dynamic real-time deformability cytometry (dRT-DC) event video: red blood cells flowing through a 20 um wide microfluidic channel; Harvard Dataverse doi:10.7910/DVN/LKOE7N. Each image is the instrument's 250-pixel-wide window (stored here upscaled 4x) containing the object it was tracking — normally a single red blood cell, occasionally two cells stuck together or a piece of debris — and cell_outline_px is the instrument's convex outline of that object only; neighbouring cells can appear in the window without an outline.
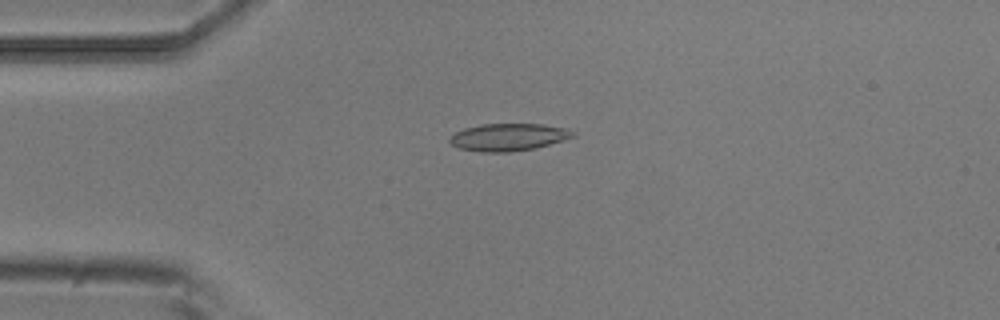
{"species": "common noctule bat (a hibernating species)", "species_latin": "Nyctalus noctula", "temperature_condition": "room temperature", "stored_images_in_passage": 6, "camera_frame_rate_fps": 3000, "um_per_image_px": 0.085, "animal": {"sex": "male", "body_mass_g": 20.5, "forearm_length_mm": 52.5}, "frame": {"image": 1, "passage_image": 2, "time_ms": 0.333, "image_size_px": [1000, 320], "cell_outline_px": [[576, 136], [536, 148], [508, 152], [480, 152], [460, 148], [452, 144], [448, 140], [456, 132], [464, 128], [480, 124], [540, 124], [568, 128], [576, 132]], "centroid_in_image_um": [43.24, 11.65], "position_along_channel_um": 41.8, "area_um2": 19.65}}
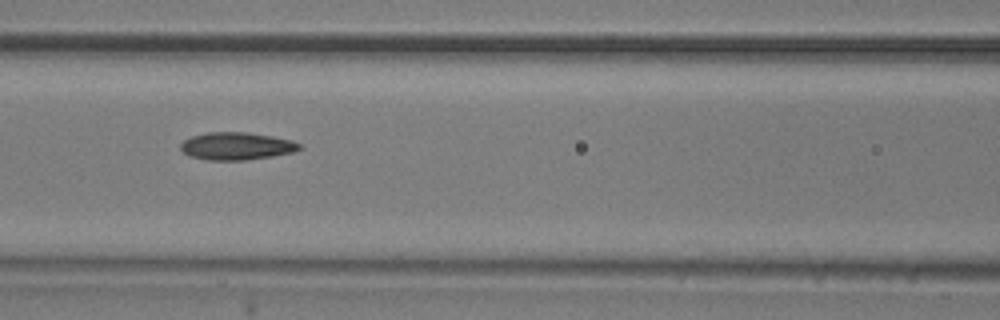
{"frame": {"image": 2, "passage_image": 5, "time_ms": 1.333, "image_size_px": [1000, 320], "cell_outline_px": [[300, 148], [292, 152], [272, 156], [244, 160], [208, 160], [188, 156], [180, 148], [180, 144], [184, 140], [192, 136], [208, 132], [248, 132], [272, 136], [292, 140], [300, 144]], "centroid_in_image_um": [20.07, 12.41], "position_along_channel_um": 146.5, "area_um2": 19.02}}
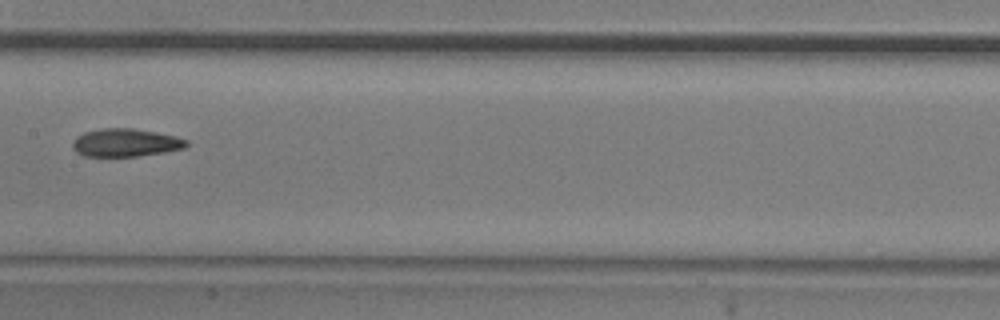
{"frame": {"image": 3, "passage_image": 6, "time_ms": 1.667, "image_size_px": [1000, 320], "cell_outline_px": [[188, 144], [184, 148], [164, 152], [136, 156], [84, 156], [76, 152], [72, 148], [72, 144], [76, 136], [84, 132], [100, 128], [132, 128], [156, 132], [176, 136], [188, 140]], "centroid_in_image_um": [10.65, 12.12], "position_along_channel_um": 196.7, "area_um2": 18.61}}